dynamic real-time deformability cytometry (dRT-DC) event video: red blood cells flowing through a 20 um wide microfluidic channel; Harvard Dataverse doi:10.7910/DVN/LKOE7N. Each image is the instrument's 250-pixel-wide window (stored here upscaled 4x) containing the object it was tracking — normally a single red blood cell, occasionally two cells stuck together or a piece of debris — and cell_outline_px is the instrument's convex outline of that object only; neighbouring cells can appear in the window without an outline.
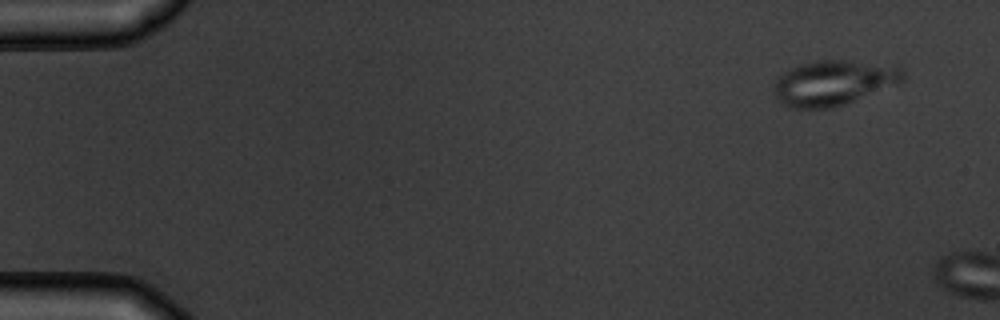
{"species": "common noctule bat (a hibernating species)", "species_latin": "Nyctalus noctula", "temperature_condition": "warm", "stored_images_in_passage": 3, "camera_frame_rate_fps": 3000, "um_per_image_px": 0.085, "animal": {"sex": "male", "body_mass_g": 19.5, "forearm_length_mm": 54.6}, "frame": {"image": 1, "passage_image": 1, "time_ms": 0.0, "image_size_px": [1000, 320], "cell_outline_px": [[908, 76], [904, 80], [844, 104], [832, 108], [792, 108], [784, 104], [776, 96], [772, 88], [772, 84], [784, 72], [800, 64], [816, 60], [844, 60], [904, 68]], "centroid_in_image_um": [70.82, 7.03], "position_along_channel_um": 14.2, "area_um2": 33.35}}